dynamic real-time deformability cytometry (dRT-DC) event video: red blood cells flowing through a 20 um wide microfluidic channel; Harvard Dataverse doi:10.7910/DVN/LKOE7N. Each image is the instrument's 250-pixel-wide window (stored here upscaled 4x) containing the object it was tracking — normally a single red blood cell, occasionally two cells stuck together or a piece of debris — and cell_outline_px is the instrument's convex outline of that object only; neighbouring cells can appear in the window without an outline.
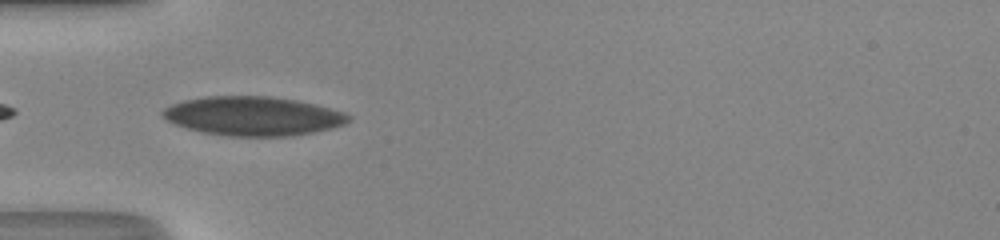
{"species": "human", "species_latin": "Homo sapiens", "temperature_condition": "room temperature", "stored_images_in_passage": 9, "camera_frame_rate_fps": 3000, "um_per_image_px": 0.085, "donor": {"sex": "male"}, "frame": {"image": 1, "passage_image": 1, "time_ms": 0.0, "image_size_px": [1000, 240], "cell_outline_px": [[352, 120], [344, 124], [332, 128], [292, 136], [228, 136], [204, 132], [188, 128], [176, 124], [168, 120], [160, 112], [164, 108], [172, 104], [184, 100], [204, 96], [268, 96], [296, 100], [316, 104], [344, 112], [352, 116]], "centroid_in_image_um": [21.54, 9.86], "position_along_channel_um": 63.5, "area_um2": 42.25}}
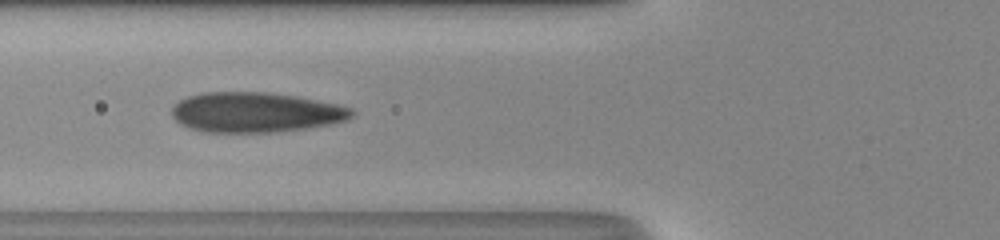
{"frame": {"image": 2, "passage_image": 4, "time_ms": 1.0, "image_size_px": [1000, 240], "cell_outline_px": [[356, 112], [348, 120], [332, 124], [304, 128], [272, 132], [204, 132], [180, 124], [172, 116], [172, 108], [180, 100], [188, 96], [204, 92], [268, 92], [296, 96], [336, 104], [352, 108]], "centroid_in_image_um": [21.74, 9.54], "position_along_channel_um": 104.1, "area_um2": 41.91}}
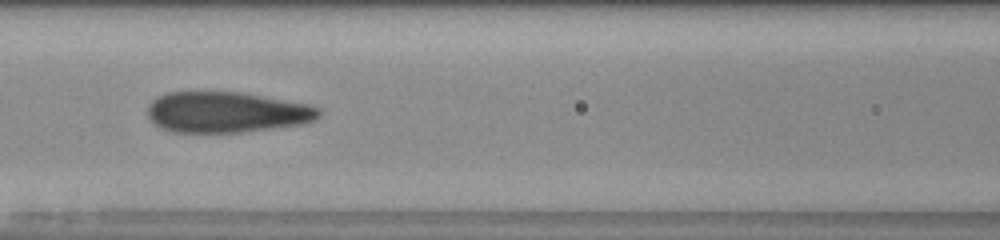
{"frame": {"image": 3, "passage_image": 7, "time_ms": 2.0, "image_size_px": [1000, 240], "cell_outline_px": [[320, 116], [316, 120], [304, 124], [240, 132], [172, 132], [160, 128], [148, 116], [148, 104], [156, 96], [168, 92], [240, 92], [312, 104], [320, 108]], "centroid_in_image_um": [19.28, 9.53], "position_along_channel_um": 147.3, "area_um2": 40.98}}